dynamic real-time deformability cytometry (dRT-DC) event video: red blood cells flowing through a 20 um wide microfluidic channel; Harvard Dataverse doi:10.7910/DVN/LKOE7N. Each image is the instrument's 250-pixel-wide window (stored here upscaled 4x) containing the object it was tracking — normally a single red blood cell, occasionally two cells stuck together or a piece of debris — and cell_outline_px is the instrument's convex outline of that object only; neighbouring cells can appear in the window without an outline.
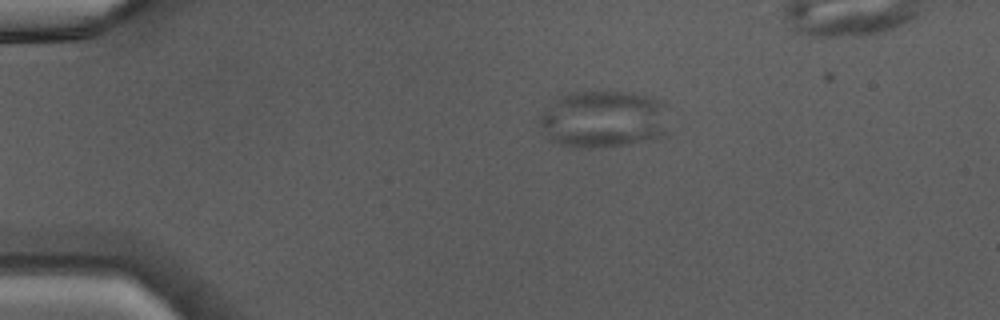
{"species": "Egyptian fruit bat (a non-hibernating species)", "species_latin": "Rousettus aegyptiacus", "temperature_condition": "warm", "stored_images_in_passage": 35, "camera_frame_rate_fps": 3000, "um_per_image_px": 0.085, "animal": {"sex": "male"}, "frame": {"image": 1, "passage_image": 1, "time_ms": 0.0, "image_size_px": [1000, 320], "cell_outline_px": [[668, 136], [656, 140], [628, 144], [592, 148], [572, 148], [552, 144], [548, 140], [540, 120], [540, 116], [552, 100], [568, 92], [600, 88], [632, 92], [652, 96], [668, 100]], "centroid_in_image_um": [51.39, 10.09], "position_along_channel_um": 33.6, "area_um2": 45.78}}
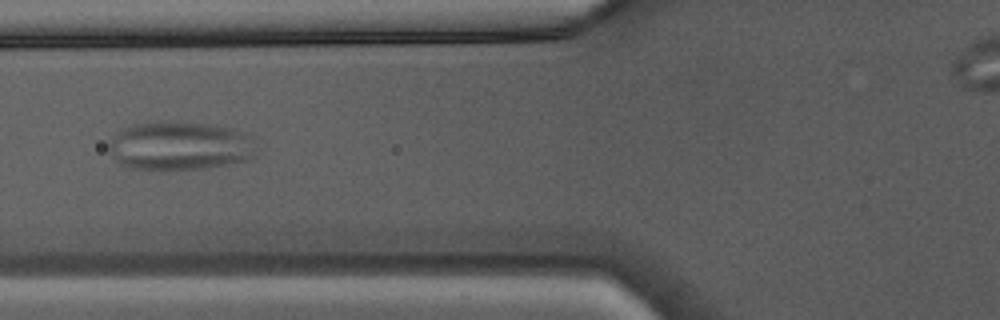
{"frame": {"image": 2, "passage_image": 10, "time_ms": 3.0, "image_size_px": [1000, 320], "cell_outline_px": [[256, 140], [252, 160], [204, 168], [132, 168], [120, 164], [108, 152], [108, 144], [120, 128], [132, 124], [164, 120], [208, 124], [236, 128], [252, 132], [256, 136]], "centroid_in_image_um": [15.35, 12.35], "position_along_channel_um": 110.4, "area_um2": 42.6}}
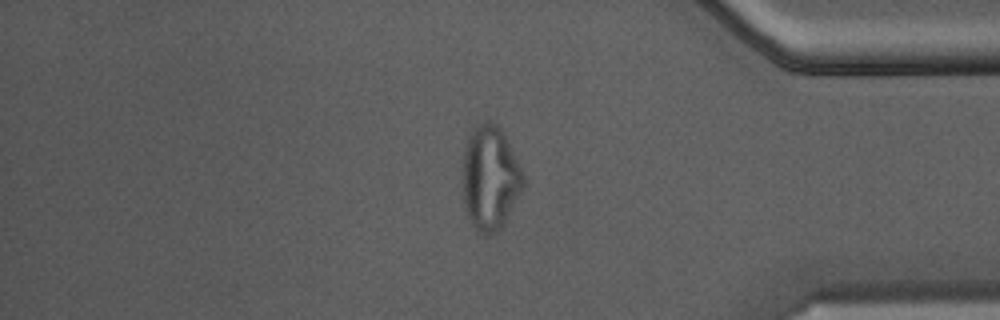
{"frame": {"image": 3, "passage_image": 30, "time_ms": 9.667, "image_size_px": [1000, 320], "cell_outline_px": [[524, 184], [504, 224], [500, 228], [484, 236], [480, 236], [476, 232], [468, 220], [464, 204], [464, 148], [468, 136], [472, 128], [484, 120], [488, 120], [496, 124], [504, 132], [508, 140], [524, 176]], "centroid_in_image_um": [41.65, 15.12], "position_along_channel_um": 393.6, "area_um2": 36.82}}